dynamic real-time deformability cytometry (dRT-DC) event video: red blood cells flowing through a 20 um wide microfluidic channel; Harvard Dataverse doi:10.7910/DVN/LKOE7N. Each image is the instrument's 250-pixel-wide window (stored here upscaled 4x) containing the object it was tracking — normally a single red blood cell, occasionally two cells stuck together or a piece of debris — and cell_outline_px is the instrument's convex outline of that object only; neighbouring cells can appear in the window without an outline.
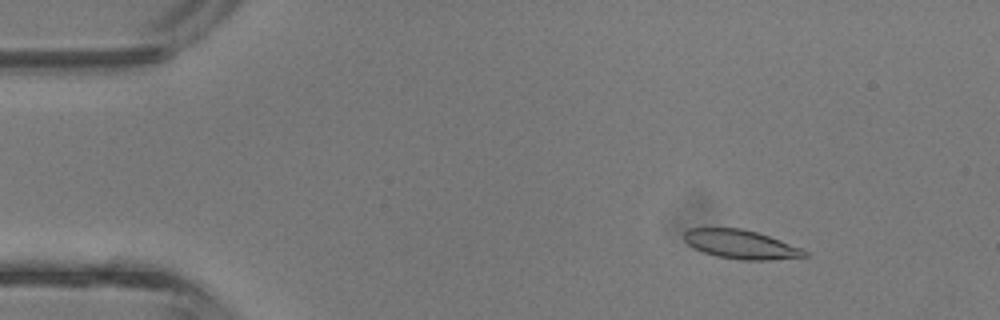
{"species": "common noctule bat (a hibernating species)", "species_latin": "Nyctalus noctula", "temperature_condition": "room temperature", "stored_images_in_passage": 43, "camera_frame_rate_fps": 3000, "um_per_image_px": 0.085, "animal": {"sex": "male", "body_mass_g": 13.3}, "frame": {"image": 1, "passage_image": 6, "time_ms": 1.667, "image_size_px": [1000, 320], "cell_outline_px": [[808, 256], [768, 260], [740, 260], [716, 256], [704, 252], [688, 244], [684, 240], [684, 232], [688, 228], [740, 228], [756, 232], [780, 240], [800, 248], [808, 252]], "centroid_in_image_um": [62.95, 20.77], "position_along_channel_um": 22.0, "area_um2": 20.06}}
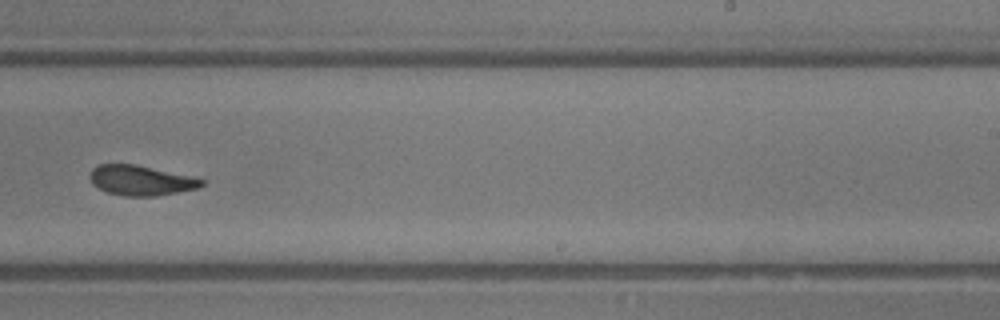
{"frame": {"image": 2, "passage_image": 27, "time_ms": 8.667, "image_size_px": [1000, 320], "cell_outline_px": [[208, 180], [200, 188], [152, 196], [124, 196], [108, 192], [92, 184], [88, 176], [92, 168], [100, 164], [132, 164], [196, 176]], "centroid_in_image_um": [12.02, 15.32], "position_along_channel_um": 277.0, "area_um2": 19.71}}
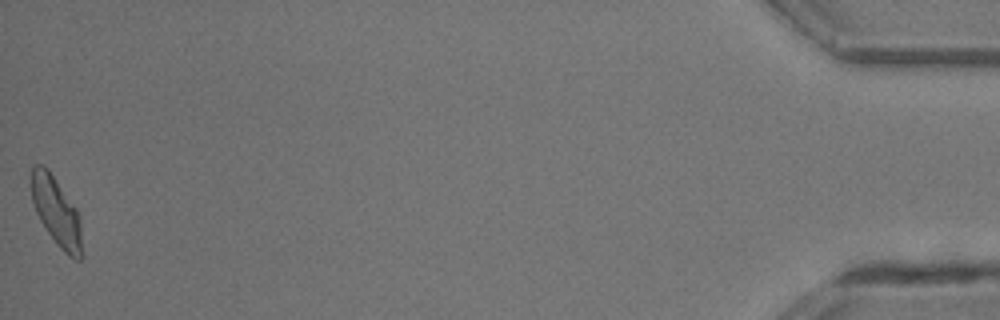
{"frame": {"image": 3, "passage_image": 43, "time_ms": 14.0, "image_size_px": [1000, 320], "cell_outline_px": [[84, 256], [80, 260], [76, 260], [68, 256], [56, 244], [40, 220], [36, 212], [32, 200], [32, 168], [36, 164], [40, 164], [48, 168], [76, 208], [80, 216]], "centroid_in_image_um": [4.85, 18.05], "position_along_channel_um": 430.4, "area_um2": 20.46}, "authors_computed_cell_mechanics": {"area_um2": 20.4034, "velocity_mm_per_s": 4.8085, "shape_relaxation_time_tau1_ms": 3.5147, "shape_relaxation_time_tau2_ms": 1.9418, "deformation_change_tau1": 0.1226, "deformation_change_tau2": 0.0783}}